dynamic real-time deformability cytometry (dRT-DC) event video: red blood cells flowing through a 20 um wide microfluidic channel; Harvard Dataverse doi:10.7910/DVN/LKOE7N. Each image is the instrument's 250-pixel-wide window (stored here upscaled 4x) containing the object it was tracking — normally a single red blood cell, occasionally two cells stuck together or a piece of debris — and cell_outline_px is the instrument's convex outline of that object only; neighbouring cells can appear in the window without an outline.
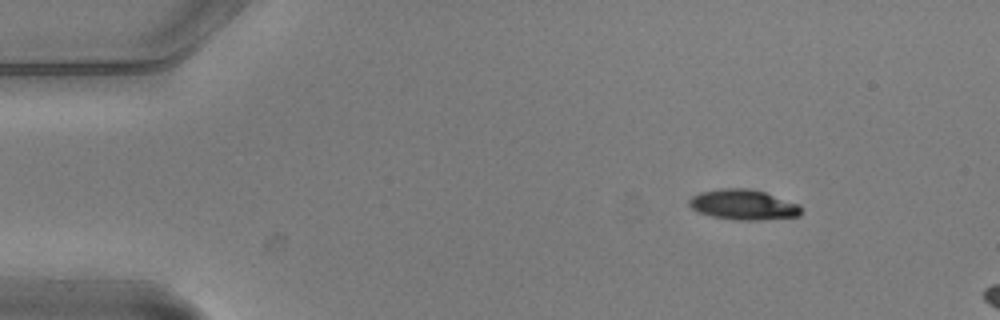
{"species": "common noctule bat (a hibernating species)", "species_latin": "Nyctalus noctula", "temperature_condition": "warm", "stored_images_in_passage": 3, "camera_frame_rate_fps": 3000, "um_per_image_px": 0.085, "animal": {"sex": "male", "body_mass_g": 20.5, "forearm_length_mm": 52.5}, "frame": {"image": 1, "passage_image": 1, "time_ms": 0.0, "image_size_px": [1000, 320], "cell_outline_px": [[800, 216], [760, 220], [736, 220], [712, 216], [700, 212], [692, 208], [688, 204], [688, 200], [692, 196], [700, 192], [720, 188], [752, 188], [800, 204]], "centroid_in_image_um": [63.18, 17.39], "position_along_channel_um": 21.8, "area_um2": 19.77}}